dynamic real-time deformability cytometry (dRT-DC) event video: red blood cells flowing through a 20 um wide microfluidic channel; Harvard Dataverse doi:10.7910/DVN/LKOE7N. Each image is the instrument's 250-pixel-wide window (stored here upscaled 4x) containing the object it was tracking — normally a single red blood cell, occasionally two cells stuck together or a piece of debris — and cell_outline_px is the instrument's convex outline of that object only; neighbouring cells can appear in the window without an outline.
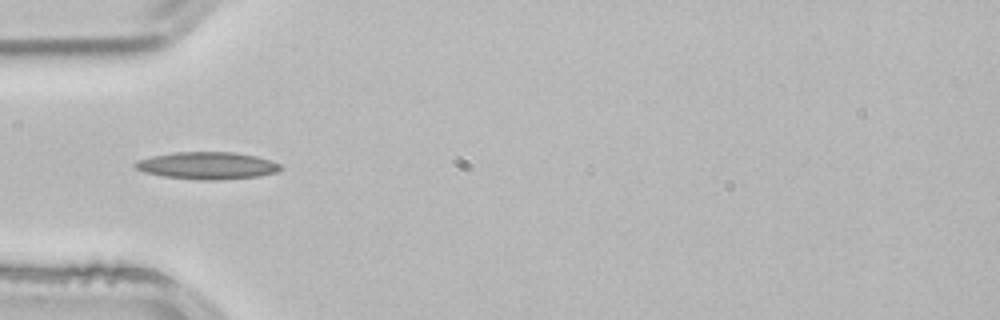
{"species": "common noctule bat (a hibernating species)", "species_latin": "Nyctalus noctula", "temperature_condition": "room temperature", "stored_images_in_passage": 3, "camera_frame_rate_fps": 3000, "um_per_image_px": 0.085, "animal": {"sex": "male", "body_mass_g": 21.5, "forearm_length_mm": 52.0}, "frame": {"image": 1, "passage_image": 3, "time_ms": 0.667, "image_size_px": [1000, 320], "cell_outline_px": [[284, 168], [276, 172], [260, 176], [224, 180], [200, 180], [164, 176], [144, 172], [136, 168], [132, 164], [136, 160], [152, 156], [176, 152], [236, 152], [256, 156], [272, 160], [280, 164]], "centroid_in_image_um": [17.65, 14.07], "position_along_channel_um": 67.4, "area_um2": 23.29}}